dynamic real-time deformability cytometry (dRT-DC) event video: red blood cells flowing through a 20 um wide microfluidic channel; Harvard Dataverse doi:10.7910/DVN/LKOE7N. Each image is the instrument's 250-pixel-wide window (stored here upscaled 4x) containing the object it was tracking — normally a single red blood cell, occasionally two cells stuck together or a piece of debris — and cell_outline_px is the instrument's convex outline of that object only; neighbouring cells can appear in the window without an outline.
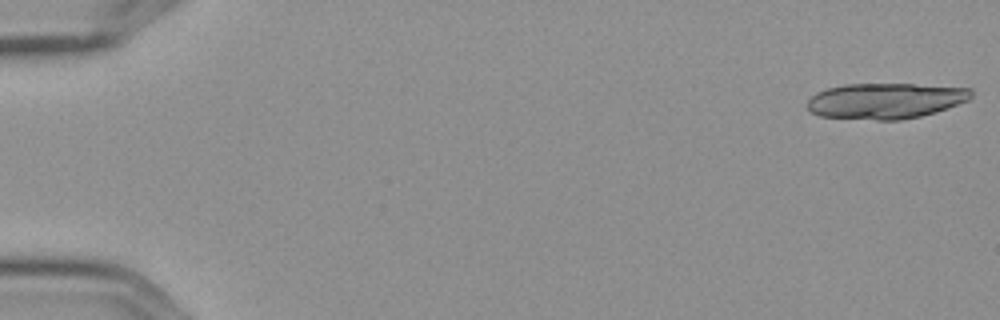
{"species": "Egyptian fruit bat (a non-hibernating species)", "species_latin": "Rousettus aegyptiacus", "temperature_condition": "cold", "stored_images_in_passage": 6, "camera_frame_rate_fps": 3000, "um_per_image_px": 0.085, "frame": {"image": 1, "passage_image": 1, "time_ms": 0.0, "image_size_px": [1000, 320], "cell_outline_px": [[972, 96], [968, 100], [936, 112], [920, 116], [900, 120], [876, 120], [820, 116], [812, 112], [808, 108], [808, 100], [816, 92], [828, 88], [844, 84], [912, 84], [972, 88]], "centroid_in_image_um": [75.27, 8.57], "position_along_channel_um": 9.7, "area_um2": 34.04}}